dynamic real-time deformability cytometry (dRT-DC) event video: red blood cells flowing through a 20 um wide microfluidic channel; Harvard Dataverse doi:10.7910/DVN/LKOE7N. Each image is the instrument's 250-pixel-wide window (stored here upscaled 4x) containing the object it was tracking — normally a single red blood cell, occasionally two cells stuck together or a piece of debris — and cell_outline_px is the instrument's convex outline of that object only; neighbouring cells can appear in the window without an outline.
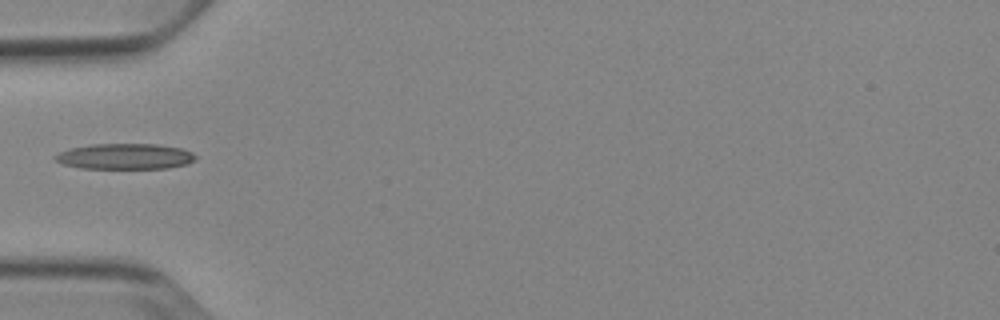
{"species": "Egyptian fruit bat (a non-hibernating species)", "species_latin": "Rousettus aegyptiacus", "temperature_condition": "cold", "stored_images_in_passage": 5, "camera_frame_rate_fps": 3000, "um_per_image_px": 0.085, "animal": {"sex": "female"}, "frame": {"image": 1, "passage_image": 1, "time_ms": 0.0, "image_size_px": [1000, 320], "cell_outline_px": [[196, 160], [188, 164], [168, 168], [80, 168], [64, 164], [56, 160], [52, 156], [68, 148], [92, 144], [156, 144], [180, 148], [192, 152], [196, 156]], "centroid_in_image_um": [10.63, 13.29], "position_along_channel_um": 74.4, "area_um2": 21.04}}